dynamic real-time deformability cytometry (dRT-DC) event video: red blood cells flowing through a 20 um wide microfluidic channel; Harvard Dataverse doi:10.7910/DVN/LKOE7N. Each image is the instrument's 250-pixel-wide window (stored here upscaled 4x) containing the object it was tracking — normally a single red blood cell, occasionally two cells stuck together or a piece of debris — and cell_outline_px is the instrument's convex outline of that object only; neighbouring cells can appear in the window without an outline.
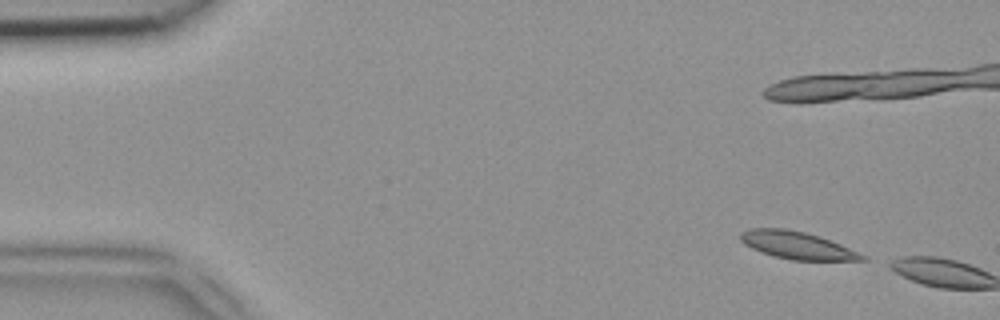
{"species": "common noctule bat (a hibernating species)", "species_latin": "Nyctalus noctula", "temperature_condition": "room temperature", "stored_images_in_passage": 4, "camera_frame_rate_fps": 3000, "um_per_image_px": 0.085, "animal": {"sex": "female", "body_mass_g": 18.4}, "frame": {"image": 1, "passage_image": 2, "time_ms": 0.333, "image_size_px": [1000, 320], "cell_outline_px": [[868, 260], [792, 260], [776, 256], [752, 248], [744, 244], [740, 240], [740, 232], [748, 228], [784, 228], [804, 232], [820, 236], [840, 244], [868, 256]], "centroid_in_image_um": [67.76, 20.84], "position_along_channel_um": 17.2, "area_um2": 19.36}}